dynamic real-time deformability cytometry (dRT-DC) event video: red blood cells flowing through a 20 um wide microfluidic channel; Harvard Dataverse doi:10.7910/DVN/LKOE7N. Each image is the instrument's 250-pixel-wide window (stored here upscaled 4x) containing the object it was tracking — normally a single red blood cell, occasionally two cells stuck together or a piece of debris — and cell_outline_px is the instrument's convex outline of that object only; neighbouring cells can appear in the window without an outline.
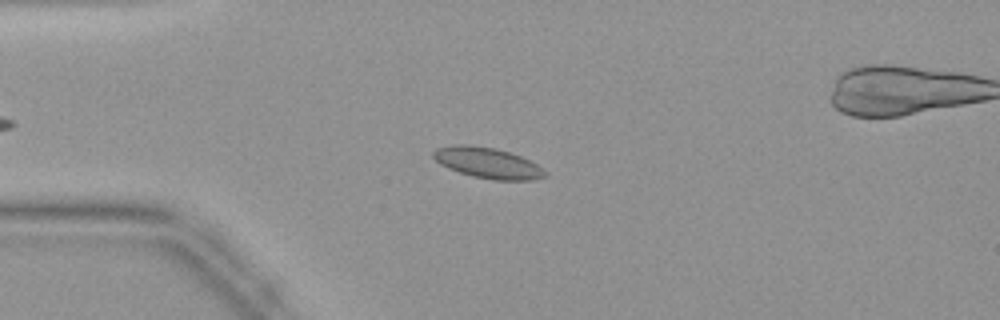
{"species": "common noctule bat (a hibernating species)", "species_latin": "Nyctalus noctula", "temperature_condition": "warm", "stored_images_in_passage": 39, "camera_frame_rate_fps": 3000, "um_per_image_px": 0.085, "animal": {"sex": "female", "body_mass_g": 19.9}, "frame": {"image": 1, "passage_image": 11, "time_ms": 3.333, "image_size_px": [1000, 320], "cell_outline_px": [[548, 176], [532, 180], [492, 180], [472, 176], [448, 168], [440, 164], [432, 156], [432, 152], [436, 148], [456, 144], [468, 144], [496, 148], [520, 156], [536, 164], [548, 172]], "centroid_in_image_um": [41.45, 13.85], "position_along_channel_um": 43.6, "area_um2": 20.11}}
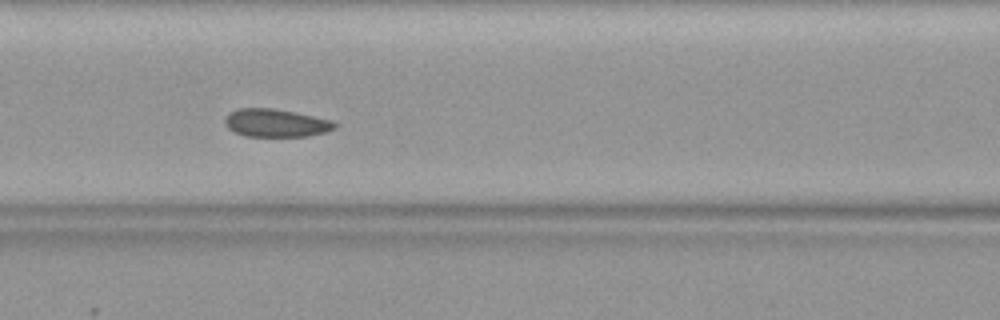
{"frame": {"image": 2, "passage_image": 19, "time_ms": 6.0, "image_size_px": [1000, 320], "cell_outline_px": [[336, 128], [324, 132], [308, 136], [244, 136], [228, 128], [224, 124], [224, 116], [228, 112], [236, 108], [272, 108], [296, 112], [332, 120], [336, 124]], "centroid_in_image_um": [23.4, 10.44], "position_along_channel_um": 143.2, "area_um2": 18.03}}
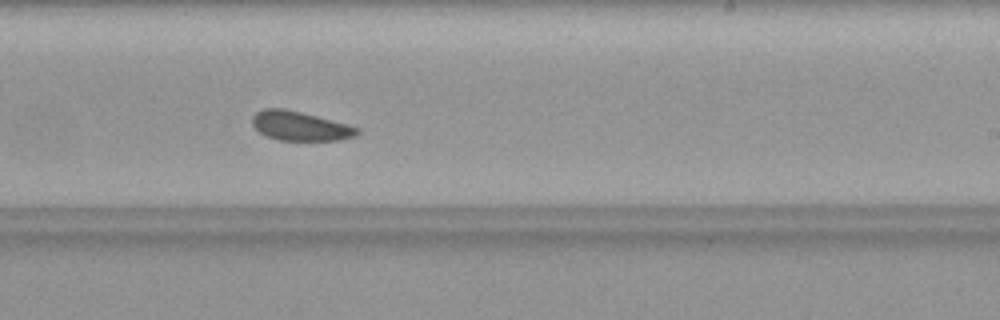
{"frame": {"image": 3, "passage_image": 27, "time_ms": 8.667, "image_size_px": [1000, 320], "cell_outline_px": [[360, 132], [356, 136], [340, 140], [280, 140], [268, 136], [260, 132], [252, 124], [252, 116], [256, 112], [264, 108], [284, 108], [348, 124], [360, 128]], "centroid_in_image_um": [25.53, 10.71], "position_along_channel_um": 263.5, "area_um2": 17.8}}